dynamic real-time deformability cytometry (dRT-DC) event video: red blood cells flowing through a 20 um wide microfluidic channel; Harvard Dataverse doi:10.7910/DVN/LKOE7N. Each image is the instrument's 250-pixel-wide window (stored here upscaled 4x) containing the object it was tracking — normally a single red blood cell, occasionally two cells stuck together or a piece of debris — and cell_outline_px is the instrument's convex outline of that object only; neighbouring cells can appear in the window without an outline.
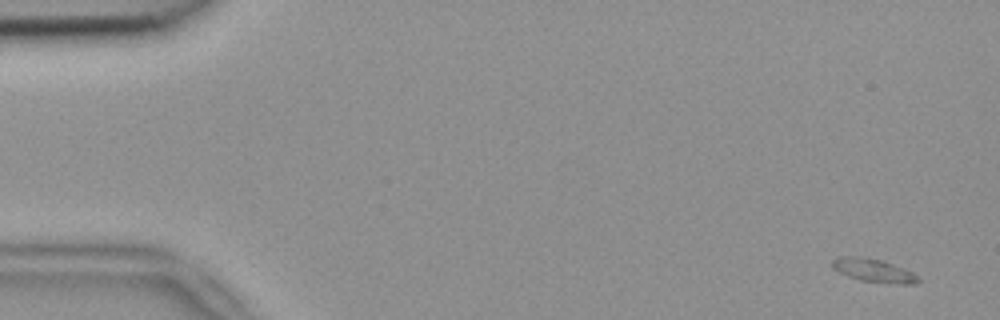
{"species": "common noctule bat (a hibernating species)", "species_latin": "Nyctalus noctula", "temperature_condition": "room temperature", "stored_images_in_passage": 54, "camera_frame_rate_fps": 3000, "um_per_image_px": 0.085, "animal": {"sex": "female", "body_mass_g": 18.4}, "frame": {"image": 1, "passage_image": 2, "time_ms": 0.333, "image_size_px": [1000, 320], "cell_outline_px": [[920, 280], [916, 284], [900, 284], [860, 280], [848, 276], [832, 268], [832, 260], [836, 256], [864, 256], [880, 260], [904, 268], [912, 272]], "centroid_in_image_um": [74.22, 22.97], "position_along_channel_um": 10.8, "area_um2": 11.62}}
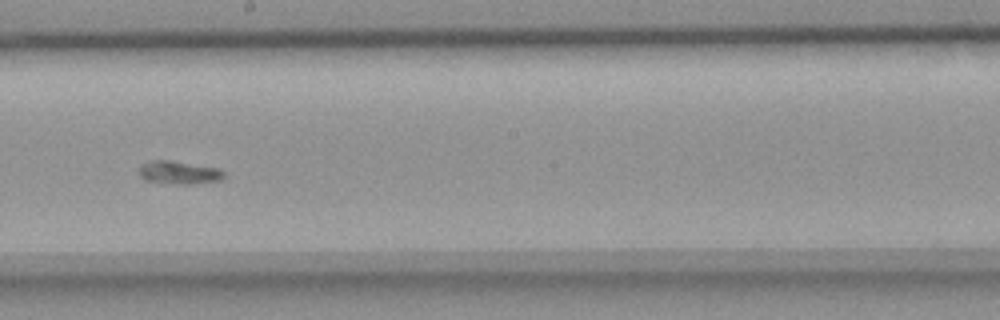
{"frame": {"image": 2, "passage_image": 30, "time_ms": 9.667, "image_size_px": [1000, 320], "cell_outline_px": [[224, 176], [220, 180], [192, 184], [176, 184], [144, 180], [140, 176], [140, 164], [152, 160], [172, 160], [220, 168], [224, 172]], "centroid_in_image_um": [15.22, 14.65], "position_along_channel_um": 233.0, "area_um2": 11.5}}
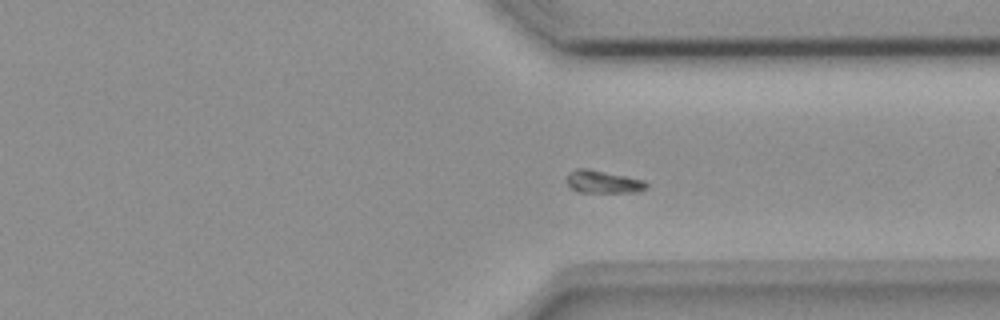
{"frame": {"image": 3, "passage_image": 40, "time_ms": 13.0, "image_size_px": [1000, 320], "cell_outline_px": [[648, 188], [640, 192], [576, 192], [564, 180], [568, 172], [576, 168], [588, 168], [628, 176], [644, 180], [648, 184]], "centroid_in_image_um": [51.25, 15.44], "position_along_channel_um": 360.1, "area_um2": 10.87}}